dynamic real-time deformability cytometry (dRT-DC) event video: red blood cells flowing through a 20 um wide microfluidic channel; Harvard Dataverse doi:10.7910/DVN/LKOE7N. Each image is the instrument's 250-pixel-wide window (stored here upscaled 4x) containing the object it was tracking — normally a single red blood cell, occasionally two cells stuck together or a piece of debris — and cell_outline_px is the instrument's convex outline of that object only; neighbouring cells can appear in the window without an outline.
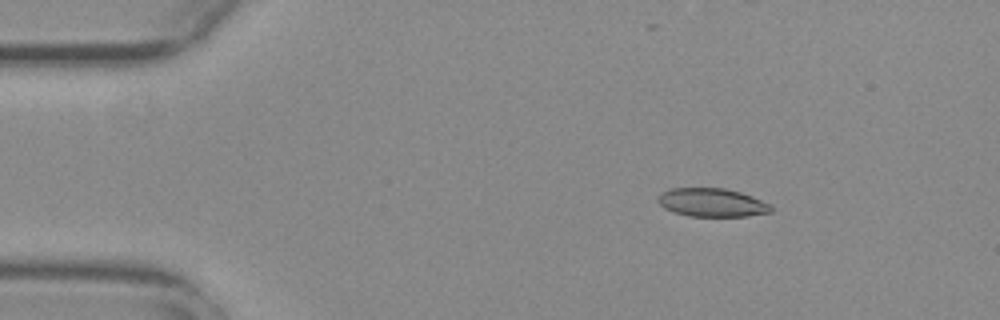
{"species": "common noctule bat (a hibernating species)", "species_latin": "Nyctalus noctula", "temperature_condition": "warm", "stored_images_in_passage": 55, "camera_frame_rate_fps": 3000, "um_per_image_px": 0.085, "animal": {"sex": "female", "body_mass_g": 29.2, "forearm_length_mm": 56.3}, "frame": {"image": 1, "passage_image": 8, "time_ms": 2.333, "image_size_px": [1000, 320], "cell_outline_px": [[772, 212], [748, 216], [688, 216], [672, 212], [664, 208], [656, 200], [656, 196], [672, 188], [724, 188], [740, 192], [752, 196], [772, 204]], "centroid_in_image_um": [60.52, 17.22], "position_along_channel_um": 24.5, "area_um2": 18.9}}
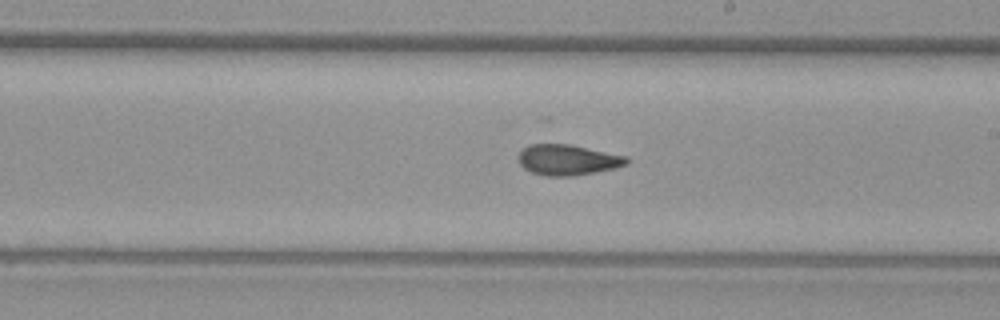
{"frame": {"image": 2, "passage_image": 31, "time_ms": 10.0, "image_size_px": [1000, 320], "cell_outline_px": [[628, 164], [612, 168], [572, 176], [544, 176], [532, 172], [524, 168], [520, 164], [516, 156], [528, 144], [572, 144], [628, 156]], "centroid_in_image_um": [48.23, 13.57], "position_along_channel_um": 240.8, "area_um2": 19.36}}
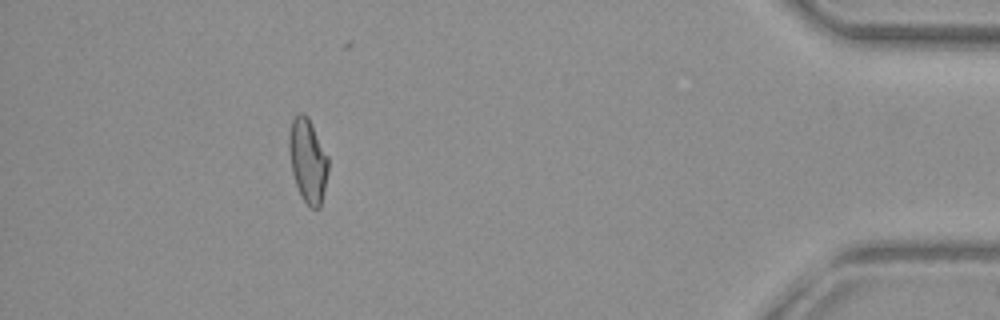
{"frame": {"image": 3, "passage_image": 49, "time_ms": 16.0, "image_size_px": [1000, 320], "cell_outline_px": [[328, 172], [320, 208], [312, 208], [300, 196], [292, 172], [288, 152], [288, 136], [292, 120], [300, 112], [304, 112], [308, 116], [328, 156]], "centroid_in_image_um": [26.15, 13.62], "position_along_channel_um": 409.1, "area_um2": 19.25}, "authors_computed_cell_mechanics": {"area_um2": 19.363, "velocity_mm_per_s": 3.7863, "shape_relaxation_time_tau1_ms": null, "shape_relaxation_time_tau2_ms": 2.1408, "deformation_change_tau1": null, "deformation_change_tau2": 0.0809}}